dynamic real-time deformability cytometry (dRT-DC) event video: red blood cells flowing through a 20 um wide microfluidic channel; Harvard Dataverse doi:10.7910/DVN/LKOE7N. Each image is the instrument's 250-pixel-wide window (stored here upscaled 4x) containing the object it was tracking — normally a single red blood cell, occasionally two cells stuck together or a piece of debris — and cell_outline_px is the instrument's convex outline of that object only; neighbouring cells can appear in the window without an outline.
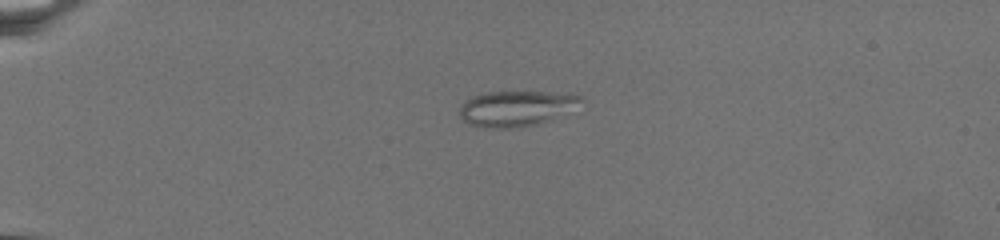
{"species": "common noctule bat (a hibernating species)", "species_latin": "Nyctalus noctula", "temperature_condition": "warm", "stored_images_in_passage": 57, "camera_frame_rate_fps": 3000, "um_per_image_px": 0.085, "animal": {"sex": "female", "body_mass_g": 19.5, "forearm_length_mm": 54.1}, "frame": {"image": 1, "passage_image": 2, "time_ms": 0.333, "image_size_px": [1000, 240], "cell_outline_px": [[584, 100], [536, 124], [516, 128], [488, 128], [468, 124], [460, 116], [460, 108], [472, 96], [488, 92], [544, 92], [580, 96]], "centroid_in_image_um": [43.73, 9.22], "position_along_channel_um": 41.3, "area_um2": 23.87}}
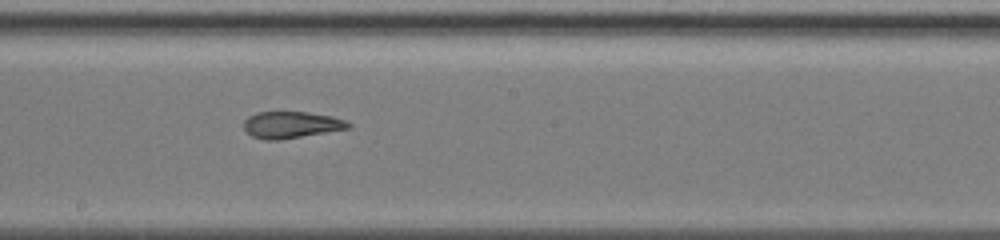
{"frame": {"image": 2, "passage_image": 27, "time_ms": 8.667, "image_size_px": [1000, 240], "cell_outline_px": [[352, 128], [280, 140], [264, 140], [252, 136], [244, 128], [244, 120], [248, 116], [256, 112], [308, 112], [332, 116], [344, 120], [352, 124]], "centroid_in_image_um": [24.77, 10.61], "position_along_channel_um": 223.4, "area_um2": 16.36}}
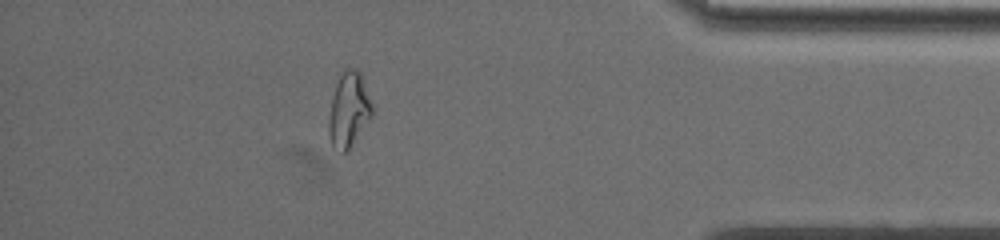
{"frame": {"image": 3, "passage_image": 49, "time_ms": 16.0, "image_size_px": [1000, 240], "cell_outline_px": [[376, 112], [348, 148], [344, 152], [340, 152], [332, 148], [328, 132], [328, 120], [332, 96], [336, 84], [344, 68], [356, 68], [360, 72], [376, 108]], "centroid_in_image_um": [29.68, 9.31], "position_along_channel_um": 405.5, "area_um2": 19.31}}